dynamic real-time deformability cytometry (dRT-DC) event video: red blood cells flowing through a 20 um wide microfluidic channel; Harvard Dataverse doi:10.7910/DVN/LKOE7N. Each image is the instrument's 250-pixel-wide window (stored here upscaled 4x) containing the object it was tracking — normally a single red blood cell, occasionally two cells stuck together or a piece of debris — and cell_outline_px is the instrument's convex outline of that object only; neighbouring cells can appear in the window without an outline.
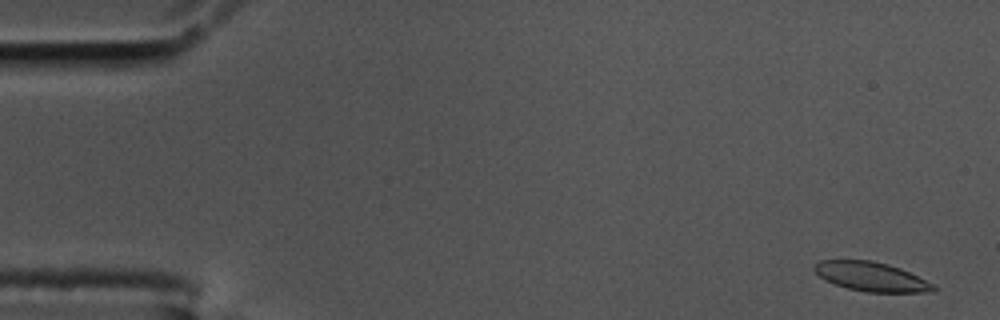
{"species": "common noctule bat (a hibernating species)", "species_latin": "Nyctalus noctula", "temperature_condition": "cold", "stored_images_in_passage": 59, "camera_frame_rate_fps": 3000, "um_per_image_px": 0.085, "animal": {"sex": "male", "body_mass_g": 17.5, "forearm_length_mm": 52.3}, "frame": {"image": 1, "passage_image": 3, "time_ms": 0.667, "image_size_px": [1000, 320], "cell_outline_px": [[940, 288], [936, 292], [868, 292], [848, 288], [824, 280], [812, 268], [820, 260], [872, 260], [888, 264], [900, 268], [936, 284]], "centroid_in_image_um": [74.13, 23.52], "position_along_channel_um": 10.9, "area_um2": 20.4}}
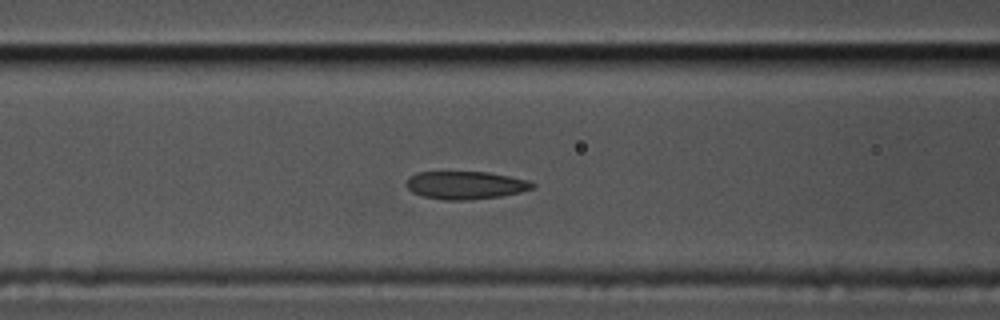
{"frame": {"image": 2, "passage_image": 24, "time_ms": 7.667, "image_size_px": [1000, 320], "cell_outline_px": [[536, 188], [520, 192], [500, 196], [468, 200], [444, 200], [420, 196], [412, 192], [404, 184], [408, 176], [416, 172], [488, 172], [528, 180], [536, 184]], "centroid_in_image_um": [39.53, 15.74], "position_along_channel_um": 127.1, "area_um2": 20.75}}
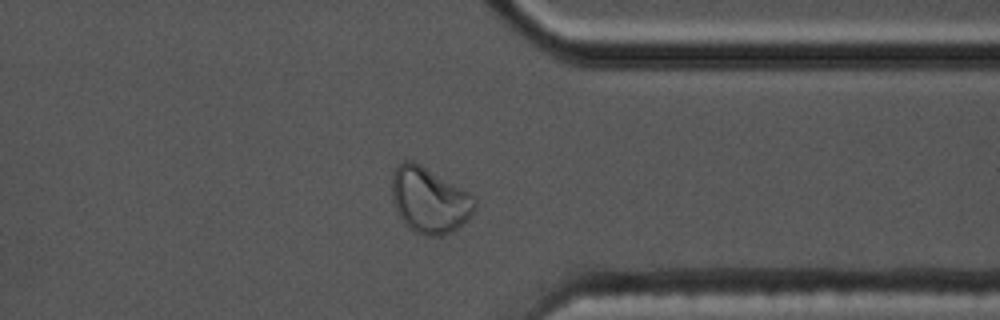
{"frame": {"image": 3, "passage_image": 46, "time_ms": 15.0, "image_size_px": [1000, 320], "cell_outline_px": [[476, 208], [452, 232], [440, 236], [424, 236], [408, 228], [396, 212], [392, 200], [392, 172], [404, 160], [412, 160], [420, 164], [468, 192], [476, 200]], "centroid_in_image_um": [36.45, 17.02], "position_along_channel_um": 374.9, "area_um2": 31.5}, "authors_computed_cell_mechanics": {"area_um2": 21.3282, "velocity_mm_per_s": 3.4438, "shape_relaxation_time_tau1_ms": null, "shape_relaxation_time_tau2_ms": 1.0123, "deformation_change_tau1": null, "deformation_change_tau2": 0.0517}}